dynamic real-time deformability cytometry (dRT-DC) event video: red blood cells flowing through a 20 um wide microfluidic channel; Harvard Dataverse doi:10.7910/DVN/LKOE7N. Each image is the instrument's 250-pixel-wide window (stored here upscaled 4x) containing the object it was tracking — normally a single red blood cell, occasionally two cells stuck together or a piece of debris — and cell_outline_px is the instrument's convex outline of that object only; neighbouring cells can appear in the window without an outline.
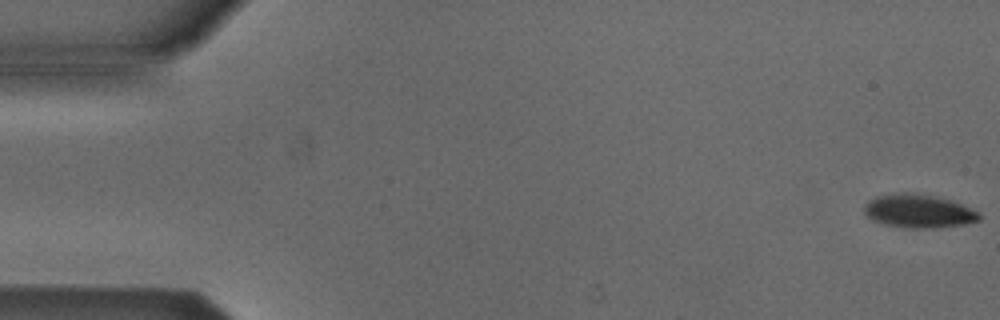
{"species": "Egyptian fruit bat (a non-hibernating species)", "species_latin": "Rousettus aegyptiacus", "temperature_condition": "cold", "stored_images_in_passage": 6, "segment_of_instrument_passage": [1, 2], "camera_frame_rate_fps": 3000, "um_per_image_px": 0.085, "animal": {"sex": "male"}, "frame": {"image": 1, "passage_image": 1, "time_ms": 0.0, "image_size_px": [1000, 320], "cell_outline_px": [[980, 220], [964, 224], [932, 228], [904, 228], [884, 224], [868, 216], [864, 212], [864, 204], [868, 200], [876, 196], [904, 192], [908, 192], [936, 196], [952, 200], [980, 212]], "centroid_in_image_um": [78.09, 17.94], "position_along_channel_um": 6.9, "area_um2": 22.43}}